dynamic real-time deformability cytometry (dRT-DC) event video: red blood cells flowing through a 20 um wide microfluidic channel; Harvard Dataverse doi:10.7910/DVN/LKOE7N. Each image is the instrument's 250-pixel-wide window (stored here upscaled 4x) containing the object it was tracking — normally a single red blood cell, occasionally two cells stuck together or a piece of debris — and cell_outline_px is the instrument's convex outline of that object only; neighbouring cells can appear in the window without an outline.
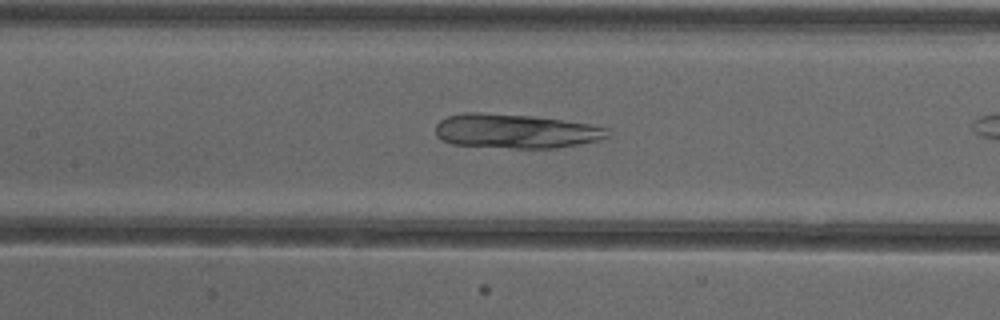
{"species": "common noctule bat (a hibernating species)", "species_latin": "Nyctalus noctula", "temperature_condition": "cold", "stored_images_in_passage": 9, "camera_frame_rate_fps": 3000, "um_per_image_px": 0.085, "animal": {"sex": "female"}, "frame": {"image": 1, "passage_image": 8, "time_ms": 2.333, "image_size_px": [1000, 320], "cell_outline_px": [[612, 136], [596, 140], [556, 148], [512, 148], [452, 144], [436, 136], [436, 124], [440, 120], [448, 116], [464, 112], [480, 112], [532, 116], [588, 124], [608, 128]], "centroid_in_image_um": [43.8, 11.14], "position_along_channel_um": 163.6, "area_um2": 34.22}}